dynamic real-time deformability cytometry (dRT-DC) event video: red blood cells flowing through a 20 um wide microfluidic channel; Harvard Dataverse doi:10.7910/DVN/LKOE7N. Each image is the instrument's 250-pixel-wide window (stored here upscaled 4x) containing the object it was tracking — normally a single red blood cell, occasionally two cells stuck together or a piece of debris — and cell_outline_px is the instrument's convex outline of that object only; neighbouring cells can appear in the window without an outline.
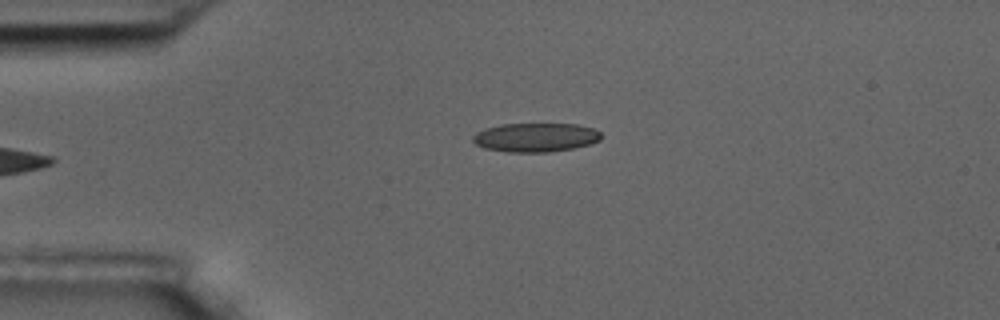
{"species": "common noctule bat (a hibernating species)", "species_latin": "Nyctalus noctula", "temperature_condition": "room temperature", "stored_images_in_passage": 3, "camera_frame_rate_fps": 3000, "um_per_image_px": 0.085, "animal": {"sex": "male", "body_mass_g": 17.5, "forearm_length_mm": 52.3}, "frame": {"image": 1, "passage_image": 1, "time_ms": 0.0, "image_size_px": [1000, 320], "cell_outline_px": [[600, 140], [588, 144], [572, 148], [548, 152], [508, 152], [484, 148], [476, 144], [472, 140], [472, 136], [476, 132], [484, 128], [500, 124], [576, 124], [596, 128], [600, 132]], "centroid_in_image_um": [45.5, 11.67], "position_along_channel_um": 39.5, "area_um2": 21.68}}